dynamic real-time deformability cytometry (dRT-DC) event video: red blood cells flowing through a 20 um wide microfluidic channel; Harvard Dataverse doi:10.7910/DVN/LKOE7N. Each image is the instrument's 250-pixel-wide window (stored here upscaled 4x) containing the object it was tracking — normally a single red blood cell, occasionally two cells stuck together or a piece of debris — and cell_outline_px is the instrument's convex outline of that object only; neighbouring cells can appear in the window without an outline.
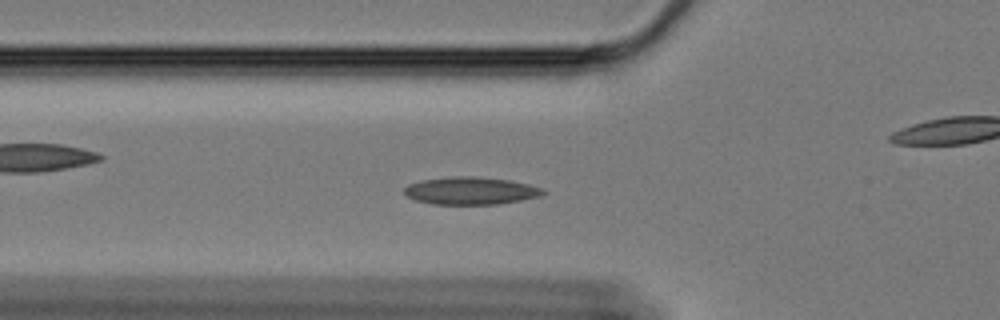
{"species": "Egyptian fruit bat (a non-hibernating species)", "species_latin": "Rousettus aegyptiacus", "temperature_condition": "cold", "stored_images_in_passage": 44, "camera_frame_rate_fps": 3000, "um_per_image_px": 0.085, "animal": {"sex": "female"}, "frame": {"image": 1, "passage_image": 4, "time_ms": 1.0, "image_size_px": [1000, 320], "cell_outline_px": [[548, 192], [540, 196], [500, 204], [432, 204], [416, 200], [408, 196], [404, 192], [404, 188], [408, 184], [420, 180], [452, 176], [476, 176], [508, 180], [528, 184], [540, 188]], "centroid_in_image_um": [39.99, 16.21], "position_along_channel_um": 85.8, "area_um2": 22.25}}
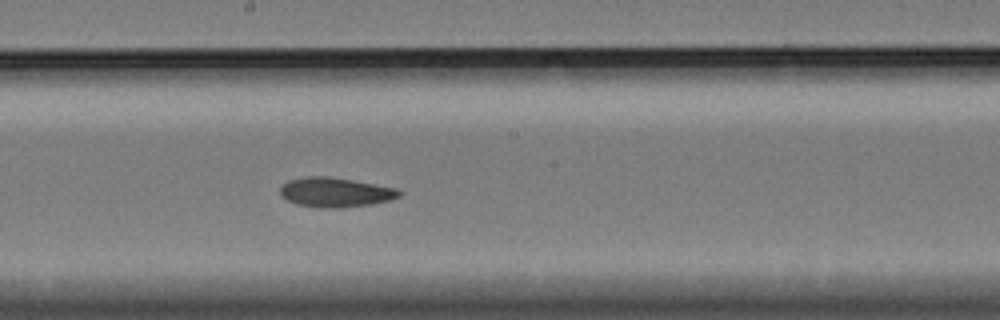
{"frame": {"image": 2, "passage_image": 16, "time_ms": 5.0, "image_size_px": [1000, 320], "cell_outline_px": [[404, 192], [400, 196], [392, 200], [372, 204], [340, 208], [320, 208], [296, 204], [280, 196], [280, 188], [288, 180], [304, 176], [328, 176], [352, 180], [396, 188]], "centroid_in_image_um": [28.51, 16.35], "position_along_channel_um": 219.7, "area_um2": 20.69}}
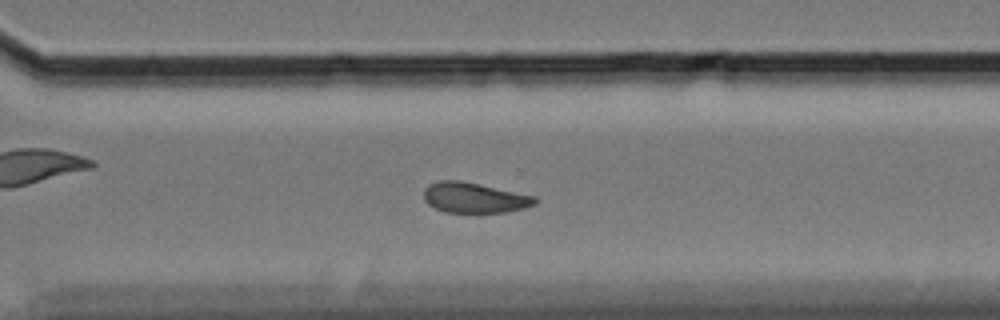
{"frame": {"image": 3, "passage_image": 26, "time_ms": 8.333, "image_size_px": [1000, 320], "cell_outline_px": [[540, 200], [536, 204], [524, 208], [508, 212], [444, 212], [428, 204], [424, 200], [424, 188], [428, 184], [440, 180], [460, 180], [480, 184], [536, 196]], "centroid_in_image_um": [40.34, 16.8], "position_along_channel_um": 330.3, "area_um2": 19.83}, "authors_computed_cell_mechanics": {"area_um2": 20.2878, "velocity_mm_per_s": 3.3279, "shape_relaxation_time_tau1_ms": null, "shape_relaxation_time_tau2_ms": 5.9886, "deformation_change_tau1": null, "deformation_change_tau2": 0.1004}}